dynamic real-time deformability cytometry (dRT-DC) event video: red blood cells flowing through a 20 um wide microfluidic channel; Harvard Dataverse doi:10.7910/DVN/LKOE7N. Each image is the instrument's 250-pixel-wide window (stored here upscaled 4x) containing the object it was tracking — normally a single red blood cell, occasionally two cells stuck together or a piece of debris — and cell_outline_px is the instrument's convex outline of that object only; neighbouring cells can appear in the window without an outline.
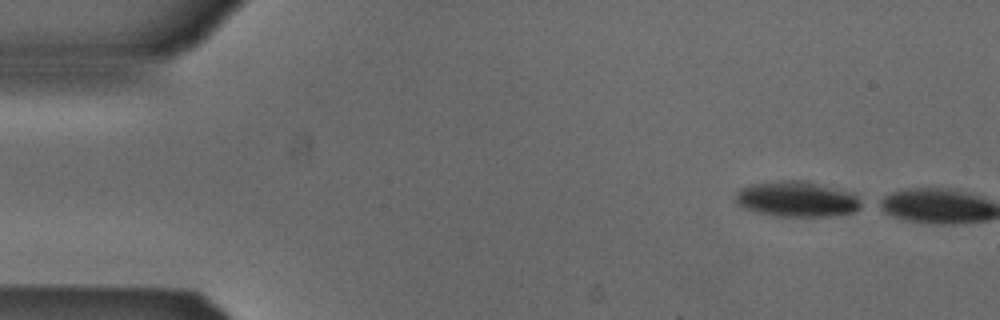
{"species": "Egyptian fruit bat (a non-hibernating species)", "species_latin": "Rousettus aegyptiacus", "temperature_condition": "cold", "stored_images_in_passage": 8, "camera_frame_rate_fps": 3000, "um_per_image_px": 0.085, "animal": {"sex": "male"}, "frame": {"image": 1, "passage_image": 1, "time_ms": 0.0, "image_size_px": [1000, 320], "cell_outline_px": [[868, 204], [852, 212], [828, 216], [776, 216], [740, 208], [736, 204], [736, 192], [740, 188], [748, 184], [776, 180], [800, 180], [856, 192]], "centroid_in_image_um": [67.78, 16.91], "position_along_channel_um": 17.2, "area_um2": 26.7}}